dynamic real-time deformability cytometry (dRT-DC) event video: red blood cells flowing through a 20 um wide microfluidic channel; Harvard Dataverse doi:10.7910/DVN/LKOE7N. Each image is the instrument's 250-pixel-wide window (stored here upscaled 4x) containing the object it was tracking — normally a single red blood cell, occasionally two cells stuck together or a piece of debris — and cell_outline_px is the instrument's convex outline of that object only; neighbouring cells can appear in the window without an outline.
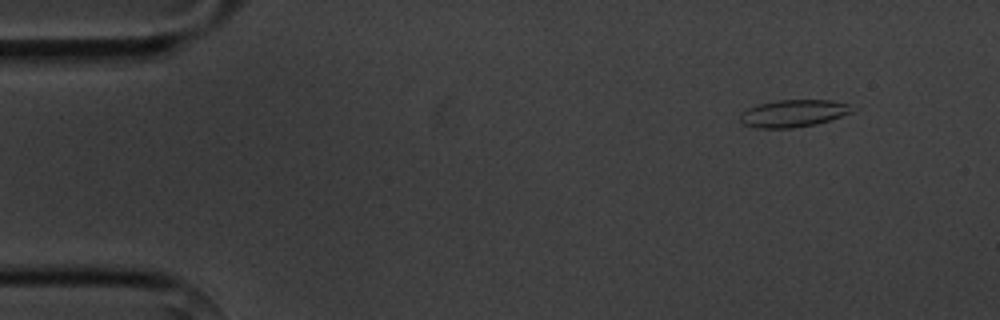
{"species": "common noctule bat (a hibernating species)", "species_latin": "Nyctalus noctula", "temperature_condition": "cold", "stored_images_in_passage": 4, "camera_frame_rate_fps": 3000, "um_per_image_px": 0.085, "animal": {"sex": "male", "body_mass_g": 20.1, "forearm_length_mm": 53.5}, "frame": {"image": 1, "passage_image": 1, "time_ms": 0.0, "image_size_px": [1000, 320], "cell_outline_px": [[852, 112], [816, 124], [792, 128], [756, 128], [744, 124], [740, 120], [740, 116], [748, 108], [756, 104], [776, 100], [832, 100], [848, 104]], "centroid_in_image_um": [67.39, 9.63], "position_along_channel_um": 17.6, "area_um2": 17.57}}